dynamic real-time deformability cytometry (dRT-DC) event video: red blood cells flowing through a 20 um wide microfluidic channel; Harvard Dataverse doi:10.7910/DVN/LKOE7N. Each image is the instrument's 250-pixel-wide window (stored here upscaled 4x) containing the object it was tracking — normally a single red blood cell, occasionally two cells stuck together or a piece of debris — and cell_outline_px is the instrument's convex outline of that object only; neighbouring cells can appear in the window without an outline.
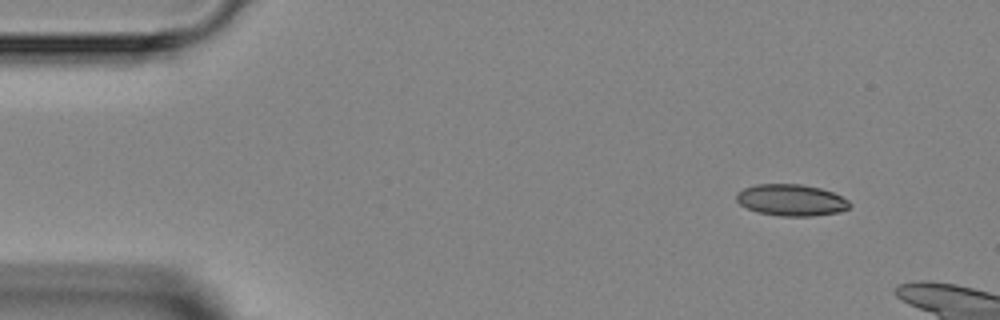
{"species": "Egyptian fruit bat (a non-hibernating species)", "species_latin": "Rousettus aegyptiacus", "temperature_condition": "room temperature", "stored_images_in_passage": 4, "camera_frame_rate_fps": 3000, "um_per_image_px": 0.085, "animal": {"sex": "female"}, "frame": {"image": 1, "passage_image": 1, "time_ms": 0.0, "image_size_px": [1000, 320], "cell_outline_px": [[852, 204], [848, 208], [840, 212], [812, 216], [780, 216], [756, 212], [740, 204], [736, 200], [736, 192], [744, 188], [756, 184], [800, 184], [820, 188], [832, 192], [848, 200]], "centroid_in_image_um": [67.24, 17.01], "position_along_channel_um": 17.8, "area_um2": 20.87}}